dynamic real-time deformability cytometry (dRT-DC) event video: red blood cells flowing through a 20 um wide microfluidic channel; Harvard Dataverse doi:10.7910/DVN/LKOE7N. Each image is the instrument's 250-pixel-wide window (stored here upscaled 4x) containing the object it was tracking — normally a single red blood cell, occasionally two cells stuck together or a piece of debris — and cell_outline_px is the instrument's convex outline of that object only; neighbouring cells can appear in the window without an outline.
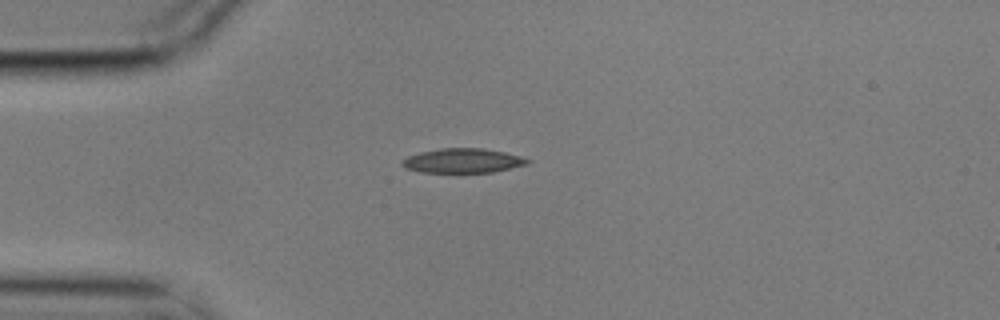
{"species": "common noctule bat (a hibernating species)", "species_latin": "Nyctalus noctula", "temperature_condition": "cold", "stored_images_in_passage": 2, "camera_frame_rate_fps": 3000, "um_per_image_px": 0.085, "animal": {"sex": "male", "body_mass_g": 17.9}, "frame": {"image": 1, "passage_image": 1, "time_ms": 0.0, "image_size_px": [1000, 320], "cell_outline_px": [[532, 160], [528, 164], [492, 172], [420, 172], [404, 168], [400, 164], [400, 160], [408, 156], [420, 152], [440, 148], [484, 148], [504, 152], [520, 156]], "centroid_in_image_um": [39.3, 13.65], "position_along_channel_um": 45.7, "area_um2": 17.92}}